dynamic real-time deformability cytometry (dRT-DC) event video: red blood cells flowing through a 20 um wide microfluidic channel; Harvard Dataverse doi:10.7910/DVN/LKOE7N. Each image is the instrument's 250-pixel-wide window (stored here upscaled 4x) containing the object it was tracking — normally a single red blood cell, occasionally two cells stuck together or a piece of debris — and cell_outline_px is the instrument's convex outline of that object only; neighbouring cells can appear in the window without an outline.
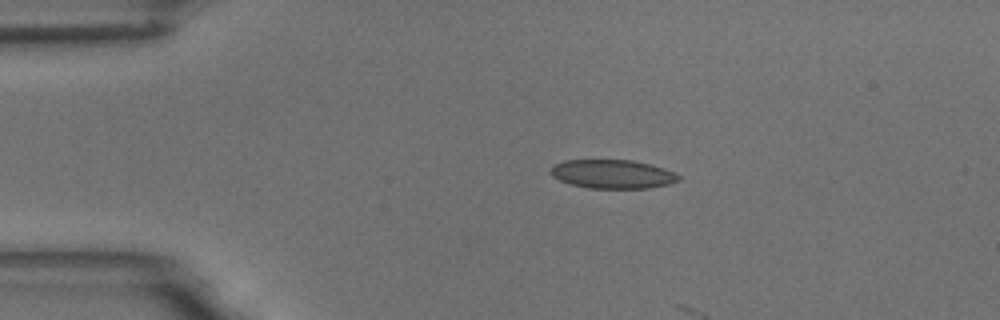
{"species": "common noctule bat (a hibernating species)", "species_latin": "Nyctalus noctula", "temperature_condition": "room temperature", "stored_images_in_passage": 3, "camera_frame_rate_fps": 3000, "um_per_image_px": 0.085, "animal": {"sex": "male", "body_mass_g": 18.8}, "frame": {"image": 1, "passage_image": 1, "time_ms": 0.0, "image_size_px": [1000, 320], "cell_outline_px": [[680, 180], [668, 184], [648, 188], [588, 188], [572, 184], [560, 180], [552, 176], [548, 172], [552, 164], [564, 160], [632, 160], [664, 168], [676, 172], [680, 176]], "centroid_in_image_um": [52.04, 14.79], "position_along_channel_um": 33.0, "area_um2": 21.56}}